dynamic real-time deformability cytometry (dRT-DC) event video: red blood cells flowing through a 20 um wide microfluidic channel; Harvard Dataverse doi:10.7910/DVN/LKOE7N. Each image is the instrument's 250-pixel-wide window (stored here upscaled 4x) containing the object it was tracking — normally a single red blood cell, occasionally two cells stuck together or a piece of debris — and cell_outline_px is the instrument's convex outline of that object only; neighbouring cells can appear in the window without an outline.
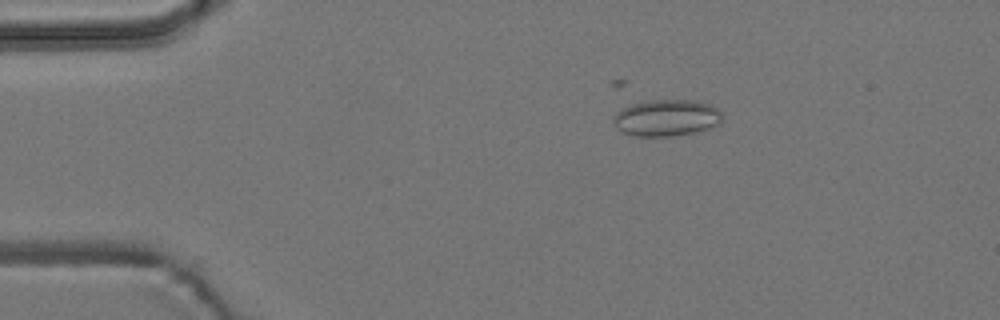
{"species": "common noctule bat (a hibernating species)", "species_latin": "Nyctalus noctula", "temperature_condition": "room temperature", "stored_images_in_passage": 9, "camera_frame_rate_fps": 3000, "um_per_image_px": 0.085, "animal": {"sex": "male", "body_mass_g": 19.2, "forearm_length_mm": 51.8}, "frame": {"image": 1, "passage_image": 4, "time_ms": 3.333, "image_size_px": [1000, 320], "cell_outline_px": [[720, 120], [716, 124], [708, 128], [696, 132], [672, 136], [636, 136], [624, 132], [616, 128], [612, 120], [612, 116], [616, 112], [632, 104], [648, 100], [692, 100], [708, 104], [716, 108], [720, 112]], "centroid_in_image_um": [56.59, 10.02], "position_along_channel_um": 28.4, "area_um2": 22.95}}